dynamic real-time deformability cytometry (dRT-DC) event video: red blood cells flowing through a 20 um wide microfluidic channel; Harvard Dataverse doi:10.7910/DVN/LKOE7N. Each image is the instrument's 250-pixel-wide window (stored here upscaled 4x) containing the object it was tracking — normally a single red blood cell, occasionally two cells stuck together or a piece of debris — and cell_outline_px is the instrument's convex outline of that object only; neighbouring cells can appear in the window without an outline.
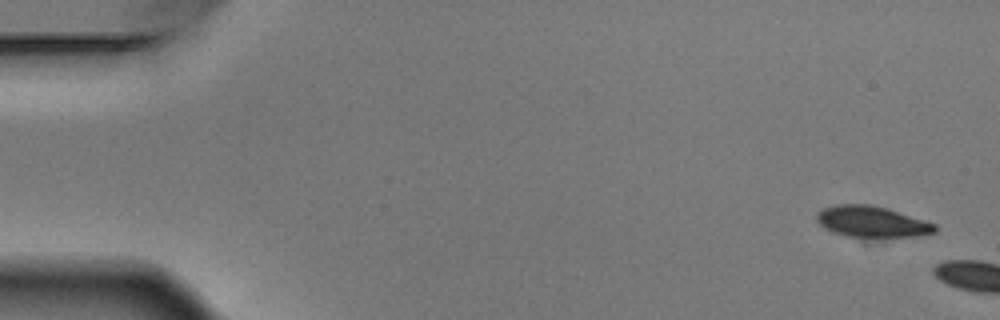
{"species": "Egyptian fruit bat (a non-hibernating species)", "species_latin": "Rousettus aegyptiacus", "temperature_condition": "warm", "stored_images_in_passage": 2, "camera_frame_rate_fps": 3000, "um_per_image_px": 0.085, "animal": {"sex": "male"}, "frame": {"image": 1, "passage_image": 1, "time_ms": 0.0, "image_size_px": [1000, 320], "cell_outline_px": [[936, 232], [916, 236], [872, 244], [832, 232], [824, 228], [816, 220], [816, 212], [824, 208], [836, 204], [872, 204], [888, 208], [936, 224]], "centroid_in_image_um": [74.12, 18.95], "position_along_channel_um": 10.9, "area_um2": 23.35}}